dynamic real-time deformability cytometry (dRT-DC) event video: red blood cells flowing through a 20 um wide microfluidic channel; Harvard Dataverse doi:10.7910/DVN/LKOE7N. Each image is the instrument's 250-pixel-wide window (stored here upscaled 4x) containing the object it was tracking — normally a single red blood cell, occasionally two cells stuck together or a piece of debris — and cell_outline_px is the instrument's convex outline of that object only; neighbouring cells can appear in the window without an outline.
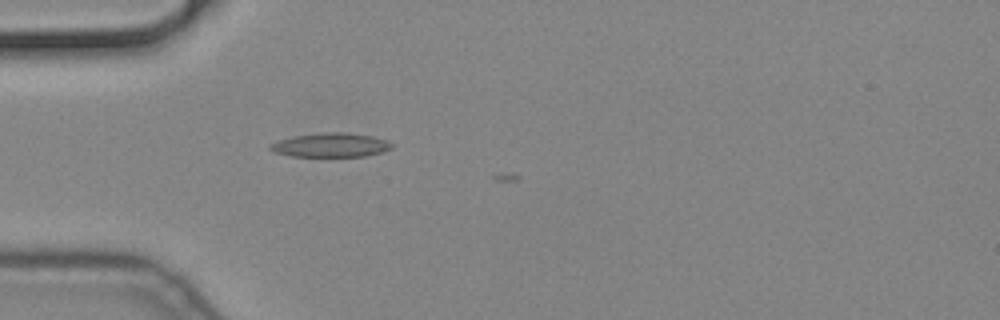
{"species": "common noctule bat (a hibernating species)", "species_latin": "Nyctalus noctula", "temperature_condition": "cold", "stored_images_in_passage": 2, "camera_frame_rate_fps": 3000, "um_per_image_px": 0.085, "animal": {"sex": "male", "body_mass_g": 19.2, "forearm_length_mm": 51.8}, "frame": {"image": 1, "passage_image": 1, "time_ms": 0.0, "image_size_px": [1000, 320], "cell_outline_px": [[392, 148], [380, 152], [364, 156], [292, 156], [272, 152], [268, 148], [268, 144], [280, 140], [296, 136], [320, 132], [344, 132], [372, 136], [388, 140], [392, 144]], "centroid_in_image_um": [28.09, 12.32], "position_along_channel_um": 56.9, "area_um2": 16.99}}